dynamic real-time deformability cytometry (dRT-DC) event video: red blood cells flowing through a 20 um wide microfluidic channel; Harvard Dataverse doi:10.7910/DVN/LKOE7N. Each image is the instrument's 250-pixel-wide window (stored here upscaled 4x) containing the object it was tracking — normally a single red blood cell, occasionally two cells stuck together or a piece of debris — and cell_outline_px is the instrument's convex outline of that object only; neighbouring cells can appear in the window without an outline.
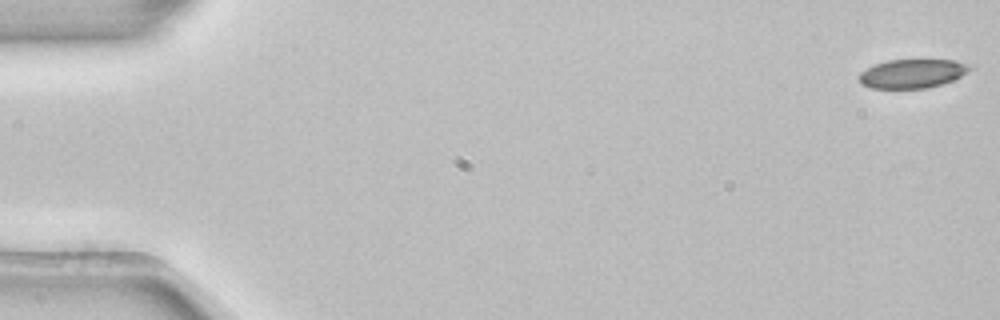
{"species": "common noctule bat (a hibernating species)", "species_latin": "Nyctalus noctula", "temperature_condition": "room temperature", "stored_images_in_passage": 54, "camera_frame_rate_fps": 3000, "um_per_image_px": 0.085, "animal": {"sex": "female", "body_mass_g": 22.7, "forearm_length_mm": 54.2}, "frame": {"image": 1, "passage_image": 1, "time_ms": 0.0, "image_size_px": [1000, 320], "cell_outline_px": [[972, 68], [960, 76], [952, 80], [940, 84], [924, 88], [872, 88], [860, 84], [860, 72], [876, 64], [888, 60], [956, 60], [968, 64]], "centroid_in_image_um": [77.53, 6.25], "position_along_channel_um": 7.5, "area_um2": 18.32}}
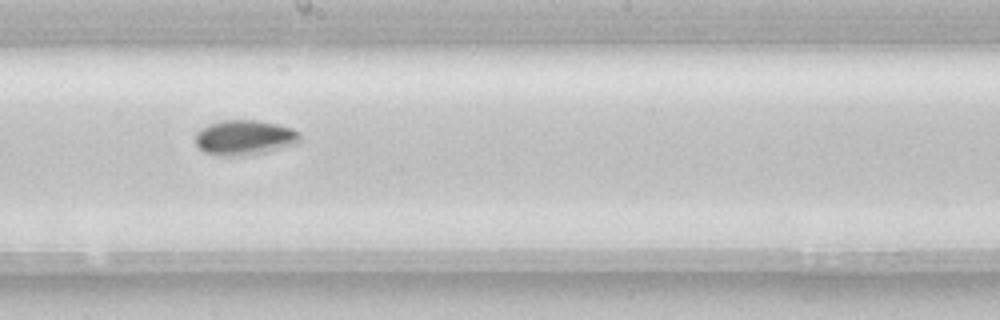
{"frame": {"image": 2, "passage_image": 30, "time_ms": 9.667, "image_size_px": [1000, 320], "cell_outline_px": [[300, 140], [296, 144], [264, 152], [244, 156], [220, 156], [204, 152], [196, 144], [196, 132], [208, 124], [220, 120], [256, 120], [276, 124], [292, 128], [300, 132]], "centroid_in_image_um": [20.78, 11.69], "position_along_channel_um": 227.4, "area_um2": 21.39}}
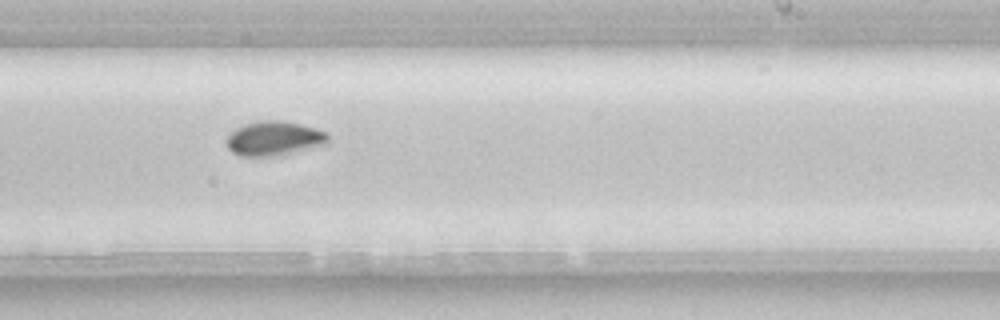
{"frame": {"image": 3, "passage_image": 33, "time_ms": 10.667, "image_size_px": [1000, 320], "cell_outline_px": [[328, 144], [284, 156], [240, 156], [232, 152], [228, 148], [224, 140], [228, 132], [244, 124], [260, 120], [284, 120], [316, 128], [328, 132]], "centroid_in_image_um": [23.3, 11.77], "position_along_channel_um": 265.7, "area_um2": 21.1}, "authors_computed_cell_mechanics": {"area_um2": 19.8832, "velocity_mm_per_s": 3.8631, "shape_relaxation_time_tau1_ms": 2.5591, "shape_relaxation_time_tau2_ms": null, "deformation_change_tau1": 0.0791, "deformation_change_tau2": null}}